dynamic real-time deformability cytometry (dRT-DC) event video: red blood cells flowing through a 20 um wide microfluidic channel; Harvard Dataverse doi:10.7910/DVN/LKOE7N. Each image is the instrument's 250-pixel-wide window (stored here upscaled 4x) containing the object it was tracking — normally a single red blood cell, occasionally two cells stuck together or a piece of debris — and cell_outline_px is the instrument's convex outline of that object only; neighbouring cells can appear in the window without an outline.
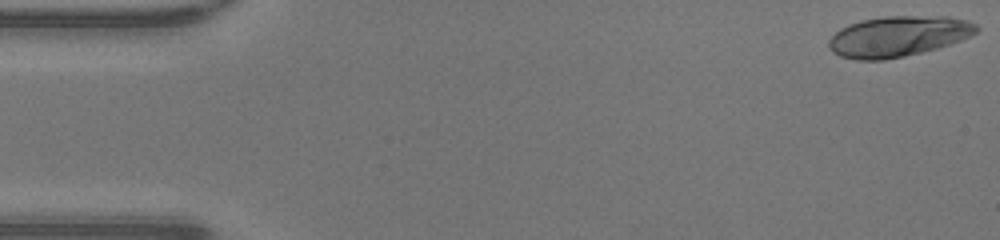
{"species": "human", "species_latin": "Homo sapiens", "temperature_condition": "warm", "stored_images_in_passage": 47, "camera_frame_rate_fps": 3000, "um_per_image_px": 0.085, "donor": {"sex": "male"}, "frame": {"image": 1, "passage_image": 1, "time_ms": 0.0, "image_size_px": [1000, 240], "cell_outline_px": [[980, 28], [976, 32], [960, 40], [936, 48], [904, 56], [884, 60], [856, 60], [840, 56], [832, 52], [828, 48], [828, 40], [840, 28], [848, 24], [860, 20], [884, 16], [948, 16], [968, 20], [976, 24]], "centroid_in_image_um": [76.31, 3.08], "position_along_channel_um": 8.7, "area_um2": 34.97}}
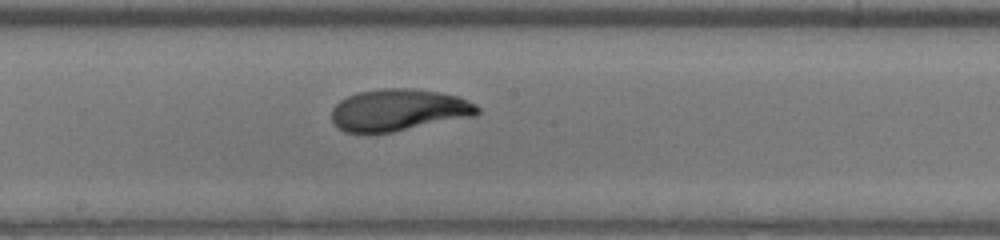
{"frame": {"image": 2, "passage_image": 25, "time_ms": 8.0, "image_size_px": [1000, 240], "cell_outline_px": [[480, 112], [476, 116], [392, 132], [368, 136], [344, 132], [332, 120], [332, 108], [340, 100], [356, 92], [384, 88], [412, 88], [440, 92], [456, 96], [468, 100], [476, 104], [480, 108]], "centroid_in_image_um": [33.87, 9.38], "position_along_channel_um": 214.3, "area_um2": 36.3}}
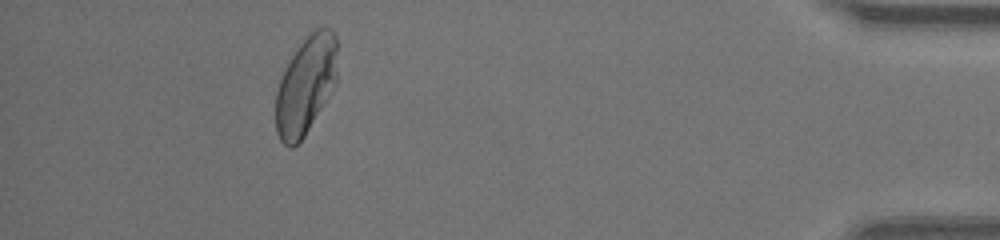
{"frame": {"image": 3, "passage_image": 43, "time_ms": 14.0, "image_size_px": [1000, 240], "cell_outline_px": [[336, 84], [332, 92], [304, 136], [292, 148], [288, 148], [280, 140], [276, 132], [276, 92], [284, 68], [300, 44], [316, 28], [324, 24], [332, 28], [336, 36]], "centroid_in_image_um": [26.0, 7.23], "position_along_channel_um": 409.2, "area_um2": 35.26}, "authors_computed_cell_mechanics": {"area_um2": 35.0846, "velocity_mm_per_s": 4.3199, "shape_relaxation_time_tau1_ms": 3.4339, "shape_relaxation_time_tau2_ms": 0.7566, "deformation_change_tau1": 0.2093, "deformation_change_tau2": 0.0553}}